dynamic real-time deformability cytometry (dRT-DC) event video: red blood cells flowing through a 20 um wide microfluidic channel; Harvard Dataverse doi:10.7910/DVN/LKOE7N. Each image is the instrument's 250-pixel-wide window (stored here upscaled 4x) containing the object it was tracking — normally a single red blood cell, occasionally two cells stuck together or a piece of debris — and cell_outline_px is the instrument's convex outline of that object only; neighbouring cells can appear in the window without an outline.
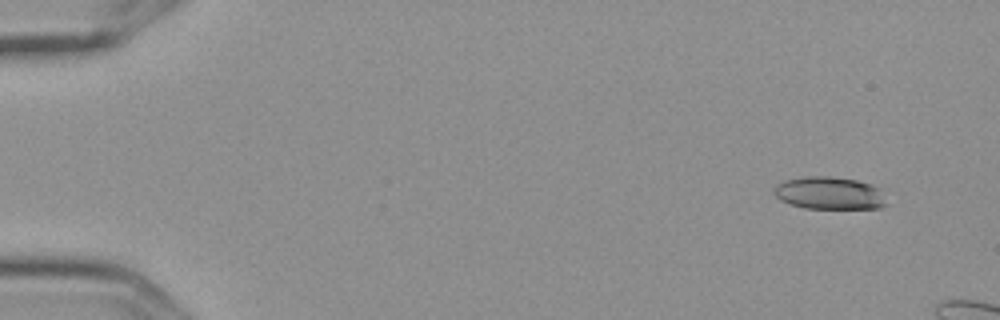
{"species": "Egyptian fruit bat (a non-hibernating species)", "species_latin": "Rousettus aegyptiacus", "temperature_condition": "cold", "stored_images_in_passage": 5, "camera_frame_rate_fps": 3000, "um_per_image_px": 0.085, "frame": {"image": 1, "passage_image": 2, "time_ms": 0.333, "image_size_px": [1000, 320], "cell_outline_px": [[888, 204], [880, 208], [804, 208], [780, 200], [772, 192], [772, 188], [776, 184], [784, 180], [804, 176], [832, 176], [856, 180], [872, 184], [880, 188]], "centroid_in_image_um": [70.49, 16.4], "position_along_channel_um": 14.5, "area_um2": 21.62}}